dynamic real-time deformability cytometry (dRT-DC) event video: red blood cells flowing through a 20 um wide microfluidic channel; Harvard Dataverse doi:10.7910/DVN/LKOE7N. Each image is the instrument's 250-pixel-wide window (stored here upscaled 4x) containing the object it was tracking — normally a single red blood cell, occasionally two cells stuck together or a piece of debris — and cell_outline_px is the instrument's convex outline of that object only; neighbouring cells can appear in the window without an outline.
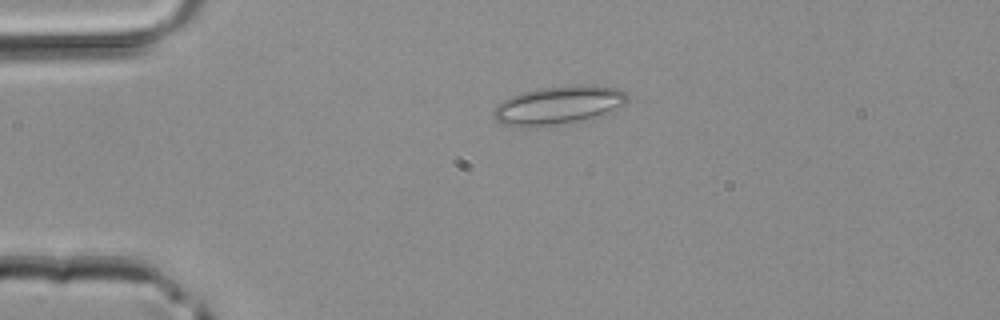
{"species": "common noctule bat (a hibernating species)", "species_latin": "Nyctalus noctula", "temperature_condition": "room temperature", "stored_images_in_passage": 2, "camera_frame_rate_fps": 3000, "um_per_image_px": 0.085, "animal": {"sex": "male", "body_mass_g": 20.4}, "frame": {"image": 1, "passage_image": 1, "time_ms": 0.0, "image_size_px": [1000, 320], "cell_outline_px": [[628, 100], [624, 104], [604, 116], [548, 124], [504, 124], [496, 120], [496, 104], [512, 96], [524, 92], [540, 88], [576, 84], [588, 84], [620, 88], [628, 96]], "centroid_in_image_um": [47.6, 8.87], "position_along_channel_um": 37.4, "area_um2": 28.9}}